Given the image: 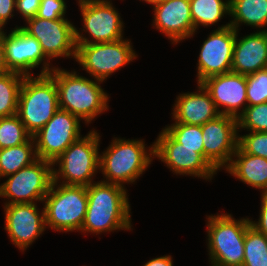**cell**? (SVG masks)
Returning a JSON list of instances; mask_svg holds the SVG:
<instances>
[{"label": "cell", "mask_w": 267, "mask_h": 266, "mask_svg": "<svg viewBox=\"0 0 267 266\" xmlns=\"http://www.w3.org/2000/svg\"><path fill=\"white\" fill-rule=\"evenodd\" d=\"M11 72L6 62L5 47L0 37V76Z\"/></svg>", "instance_id": "cell-38"}, {"label": "cell", "mask_w": 267, "mask_h": 266, "mask_svg": "<svg viewBox=\"0 0 267 266\" xmlns=\"http://www.w3.org/2000/svg\"><path fill=\"white\" fill-rule=\"evenodd\" d=\"M7 178L0 185V196L11 199L5 205L43 202L53 182V163L38 158Z\"/></svg>", "instance_id": "cell-8"}, {"label": "cell", "mask_w": 267, "mask_h": 266, "mask_svg": "<svg viewBox=\"0 0 267 266\" xmlns=\"http://www.w3.org/2000/svg\"><path fill=\"white\" fill-rule=\"evenodd\" d=\"M43 201L46 227L60 232L81 230L88 205L87 186L53 181Z\"/></svg>", "instance_id": "cell-6"}, {"label": "cell", "mask_w": 267, "mask_h": 266, "mask_svg": "<svg viewBox=\"0 0 267 266\" xmlns=\"http://www.w3.org/2000/svg\"><path fill=\"white\" fill-rule=\"evenodd\" d=\"M142 1H145V2H147L149 4H151V5H155V4L163 2L165 0H142Z\"/></svg>", "instance_id": "cell-39"}, {"label": "cell", "mask_w": 267, "mask_h": 266, "mask_svg": "<svg viewBox=\"0 0 267 266\" xmlns=\"http://www.w3.org/2000/svg\"><path fill=\"white\" fill-rule=\"evenodd\" d=\"M49 75L55 80L58 89L59 108L70 112L85 123L108 110V95L101 88L102 81L80 76L76 71L69 72L54 68Z\"/></svg>", "instance_id": "cell-2"}, {"label": "cell", "mask_w": 267, "mask_h": 266, "mask_svg": "<svg viewBox=\"0 0 267 266\" xmlns=\"http://www.w3.org/2000/svg\"><path fill=\"white\" fill-rule=\"evenodd\" d=\"M37 159L35 141L32 136L23 144L0 149V178L16 173Z\"/></svg>", "instance_id": "cell-24"}, {"label": "cell", "mask_w": 267, "mask_h": 266, "mask_svg": "<svg viewBox=\"0 0 267 266\" xmlns=\"http://www.w3.org/2000/svg\"><path fill=\"white\" fill-rule=\"evenodd\" d=\"M25 75L11 71L0 76V118L17 114L19 93Z\"/></svg>", "instance_id": "cell-26"}, {"label": "cell", "mask_w": 267, "mask_h": 266, "mask_svg": "<svg viewBox=\"0 0 267 266\" xmlns=\"http://www.w3.org/2000/svg\"><path fill=\"white\" fill-rule=\"evenodd\" d=\"M236 39L231 72L250 75L267 68V29Z\"/></svg>", "instance_id": "cell-20"}, {"label": "cell", "mask_w": 267, "mask_h": 266, "mask_svg": "<svg viewBox=\"0 0 267 266\" xmlns=\"http://www.w3.org/2000/svg\"><path fill=\"white\" fill-rule=\"evenodd\" d=\"M14 8H16V0H0V30H3L8 19L14 16Z\"/></svg>", "instance_id": "cell-36"}, {"label": "cell", "mask_w": 267, "mask_h": 266, "mask_svg": "<svg viewBox=\"0 0 267 266\" xmlns=\"http://www.w3.org/2000/svg\"><path fill=\"white\" fill-rule=\"evenodd\" d=\"M154 25L174 44L195 33L190 0H165L153 5Z\"/></svg>", "instance_id": "cell-19"}, {"label": "cell", "mask_w": 267, "mask_h": 266, "mask_svg": "<svg viewBox=\"0 0 267 266\" xmlns=\"http://www.w3.org/2000/svg\"><path fill=\"white\" fill-rule=\"evenodd\" d=\"M242 266H267V237L251 225L245 233Z\"/></svg>", "instance_id": "cell-27"}, {"label": "cell", "mask_w": 267, "mask_h": 266, "mask_svg": "<svg viewBox=\"0 0 267 266\" xmlns=\"http://www.w3.org/2000/svg\"><path fill=\"white\" fill-rule=\"evenodd\" d=\"M66 3L64 0H41L36 17L47 20L65 18Z\"/></svg>", "instance_id": "cell-33"}, {"label": "cell", "mask_w": 267, "mask_h": 266, "mask_svg": "<svg viewBox=\"0 0 267 266\" xmlns=\"http://www.w3.org/2000/svg\"><path fill=\"white\" fill-rule=\"evenodd\" d=\"M6 33L0 30V37L5 47L6 62L11 71L29 76L31 75L29 69L38 67L42 62L40 75L49 74L55 68H49V59H46L38 40L21 27L16 26L8 35Z\"/></svg>", "instance_id": "cell-16"}, {"label": "cell", "mask_w": 267, "mask_h": 266, "mask_svg": "<svg viewBox=\"0 0 267 266\" xmlns=\"http://www.w3.org/2000/svg\"><path fill=\"white\" fill-rule=\"evenodd\" d=\"M230 26L238 32L241 23L251 27L267 26V0H230Z\"/></svg>", "instance_id": "cell-23"}, {"label": "cell", "mask_w": 267, "mask_h": 266, "mask_svg": "<svg viewBox=\"0 0 267 266\" xmlns=\"http://www.w3.org/2000/svg\"><path fill=\"white\" fill-rule=\"evenodd\" d=\"M154 144V157L174 173L212 179L217 170L204 158V148L182 147L165 129Z\"/></svg>", "instance_id": "cell-11"}, {"label": "cell", "mask_w": 267, "mask_h": 266, "mask_svg": "<svg viewBox=\"0 0 267 266\" xmlns=\"http://www.w3.org/2000/svg\"><path fill=\"white\" fill-rule=\"evenodd\" d=\"M225 169L245 184L262 190L263 194L267 193L266 158L244 153L238 147Z\"/></svg>", "instance_id": "cell-22"}, {"label": "cell", "mask_w": 267, "mask_h": 266, "mask_svg": "<svg viewBox=\"0 0 267 266\" xmlns=\"http://www.w3.org/2000/svg\"><path fill=\"white\" fill-rule=\"evenodd\" d=\"M83 17L82 31L93 38L88 40L75 28L76 44L105 43L123 39V22L109 0H78Z\"/></svg>", "instance_id": "cell-10"}, {"label": "cell", "mask_w": 267, "mask_h": 266, "mask_svg": "<svg viewBox=\"0 0 267 266\" xmlns=\"http://www.w3.org/2000/svg\"><path fill=\"white\" fill-rule=\"evenodd\" d=\"M41 0H16V10L22 14L25 21L37 15Z\"/></svg>", "instance_id": "cell-34"}, {"label": "cell", "mask_w": 267, "mask_h": 266, "mask_svg": "<svg viewBox=\"0 0 267 266\" xmlns=\"http://www.w3.org/2000/svg\"><path fill=\"white\" fill-rule=\"evenodd\" d=\"M235 39L236 30L230 23L218 27L207 37L199 53L198 83L209 77L231 72Z\"/></svg>", "instance_id": "cell-14"}, {"label": "cell", "mask_w": 267, "mask_h": 266, "mask_svg": "<svg viewBox=\"0 0 267 266\" xmlns=\"http://www.w3.org/2000/svg\"><path fill=\"white\" fill-rule=\"evenodd\" d=\"M28 26L21 28L36 38L45 56L50 60L57 57L76 59L75 26L67 19L47 20L33 17L26 20Z\"/></svg>", "instance_id": "cell-13"}, {"label": "cell", "mask_w": 267, "mask_h": 266, "mask_svg": "<svg viewBox=\"0 0 267 266\" xmlns=\"http://www.w3.org/2000/svg\"><path fill=\"white\" fill-rule=\"evenodd\" d=\"M202 84L210 93L217 109L219 110L221 106L225 107L220 110L221 115L238 118L247 107L245 75L229 72L209 77Z\"/></svg>", "instance_id": "cell-18"}, {"label": "cell", "mask_w": 267, "mask_h": 266, "mask_svg": "<svg viewBox=\"0 0 267 266\" xmlns=\"http://www.w3.org/2000/svg\"><path fill=\"white\" fill-rule=\"evenodd\" d=\"M201 127L204 158L218 171L230 163L238 148L237 118L220 115Z\"/></svg>", "instance_id": "cell-15"}, {"label": "cell", "mask_w": 267, "mask_h": 266, "mask_svg": "<svg viewBox=\"0 0 267 266\" xmlns=\"http://www.w3.org/2000/svg\"><path fill=\"white\" fill-rule=\"evenodd\" d=\"M190 7L195 32L199 25L208 27L230 15V0H190Z\"/></svg>", "instance_id": "cell-25"}, {"label": "cell", "mask_w": 267, "mask_h": 266, "mask_svg": "<svg viewBox=\"0 0 267 266\" xmlns=\"http://www.w3.org/2000/svg\"><path fill=\"white\" fill-rule=\"evenodd\" d=\"M88 205L81 232L100 234L131 229L130 204L125 187L103 182L87 186Z\"/></svg>", "instance_id": "cell-1"}, {"label": "cell", "mask_w": 267, "mask_h": 266, "mask_svg": "<svg viewBox=\"0 0 267 266\" xmlns=\"http://www.w3.org/2000/svg\"><path fill=\"white\" fill-rule=\"evenodd\" d=\"M182 147L203 148L202 127L199 125H189L173 123L164 128Z\"/></svg>", "instance_id": "cell-29"}, {"label": "cell", "mask_w": 267, "mask_h": 266, "mask_svg": "<svg viewBox=\"0 0 267 266\" xmlns=\"http://www.w3.org/2000/svg\"><path fill=\"white\" fill-rule=\"evenodd\" d=\"M99 134L91 130L85 137L74 141L54 162L53 181L65 185L89 186L92 177L99 169ZM61 176V177H60ZM65 179V180H64Z\"/></svg>", "instance_id": "cell-7"}, {"label": "cell", "mask_w": 267, "mask_h": 266, "mask_svg": "<svg viewBox=\"0 0 267 266\" xmlns=\"http://www.w3.org/2000/svg\"><path fill=\"white\" fill-rule=\"evenodd\" d=\"M238 147L247 154L267 159V132L250 131L246 135H238Z\"/></svg>", "instance_id": "cell-32"}, {"label": "cell", "mask_w": 267, "mask_h": 266, "mask_svg": "<svg viewBox=\"0 0 267 266\" xmlns=\"http://www.w3.org/2000/svg\"><path fill=\"white\" fill-rule=\"evenodd\" d=\"M172 114L175 123L199 126L221 115L202 83L196 92L179 94Z\"/></svg>", "instance_id": "cell-21"}, {"label": "cell", "mask_w": 267, "mask_h": 266, "mask_svg": "<svg viewBox=\"0 0 267 266\" xmlns=\"http://www.w3.org/2000/svg\"><path fill=\"white\" fill-rule=\"evenodd\" d=\"M247 106L267 102V68L247 75Z\"/></svg>", "instance_id": "cell-31"}, {"label": "cell", "mask_w": 267, "mask_h": 266, "mask_svg": "<svg viewBox=\"0 0 267 266\" xmlns=\"http://www.w3.org/2000/svg\"><path fill=\"white\" fill-rule=\"evenodd\" d=\"M129 40L76 44V61L94 80H107L113 72L137 57Z\"/></svg>", "instance_id": "cell-9"}, {"label": "cell", "mask_w": 267, "mask_h": 266, "mask_svg": "<svg viewBox=\"0 0 267 266\" xmlns=\"http://www.w3.org/2000/svg\"><path fill=\"white\" fill-rule=\"evenodd\" d=\"M58 109V89L49 74L24 77L16 115L31 136L42 129Z\"/></svg>", "instance_id": "cell-4"}, {"label": "cell", "mask_w": 267, "mask_h": 266, "mask_svg": "<svg viewBox=\"0 0 267 266\" xmlns=\"http://www.w3.org/2000/svg\"><path fill=\"white\" fill-rule=\"evenodd\" d=\"M37 203H14L4 206L5 230L10 240L21 251L31 245L46 228L44 208L38 211Z\"/></svg>", "instance_id": "cell-17"}, {"label": "cell", "mask_w": 267, "mask_h": 266, "mask_svg": "<svg viewBox=\"0 0 267 266\" xmlns=\"http://www.w3.org/2000/svg\"><path fill=\"white\" fill-rule=\"evenodd\" d=\"M80 127L77 116L59 108L44 127L32 136L37 157L53 163L81 137Z\"/></svg>", "instance_id": "cell-12"}, {"label": "cell", "mask_w": 267, "mask_h": 266, "mask_svg": "<svg viewBox=\"0 0 267 266\" xmlns=\"http://www.w3.org/2000/svg\"><path fill=\"white\" fill-rule=\"evenodd\" d=\"M144 143L142 140L114 138L107 150L99 154V170L106 178L103 182L122 186L135 182L154 158V144L148 153Z\"/></svg>", "instance_id": "cell-3"}, {"label": "cell", "mask_w": 267, "mask_h": 266, "mask_svg": "<svg viewBox=\"0 0 267 266\" xmlns=\"http://www.w3.org/2000/svg\"><path fill=\"white\" fill-rule=\"evenodd\" d=\"M143 266H173V261L170 255L161 256V257H157V258H153L149 260Z\"/></svg>", "instance_id": "cell-37"}, {"label": "cell", "mask_w": 267, "mask_h": 266, "mask_svg": "<svg viewBox=\"0 0 267 266\" xmlns=\"http://www.w3.org/2000/svg\"><path fill=\"white\" fill-rule=\"evenodd\" d=\"M208 250L212 266H242L249 218L236 220L231 214L208 216Z\"/></svg>", "instance_id": "cell-5"}, {"label": "cell", "mask_w": 267, "mask_h": 266, "mask_svg": "<svg viewBox=\"0 0 267 266\" xmlns=\"http://www.w3.org/2000/svg\"><path fill=\"white\" fill-rule=\"evenodd\" d=\"M30 137L17 115L0 118V149L23 144Z\"/></svg>", "instance_id": "cell-28"}, {"label": "cell", "mask_w": 267, "mask_h": 266, "mask_svg": "<svg viewBox=\"0 0 267 266\" xmlns=\"http://www.w3.org/2000/svg\"><path fill=\"white\" fill-rule=\"evenodd\" d=\"M237 121L238 129L245 128L247 131L267 132V102L247 106Z\"/></svg>", "instance_id": "cell-30"}, {"label": "cell", "mask_w": 267, "mask_h": 266, "mask_svg": "<svg viewBox=\"0 0 267 266\" xmlns=\"http://www.w3.org/2000/svg\"><path fill=\"white\" fill-rule=\"evenodd\" d=\"M261 211L257 222L250 219L251 226L267 237V193L261 195Z\"/></svg>", "instance_id": "cell-35"}]
</instances>
